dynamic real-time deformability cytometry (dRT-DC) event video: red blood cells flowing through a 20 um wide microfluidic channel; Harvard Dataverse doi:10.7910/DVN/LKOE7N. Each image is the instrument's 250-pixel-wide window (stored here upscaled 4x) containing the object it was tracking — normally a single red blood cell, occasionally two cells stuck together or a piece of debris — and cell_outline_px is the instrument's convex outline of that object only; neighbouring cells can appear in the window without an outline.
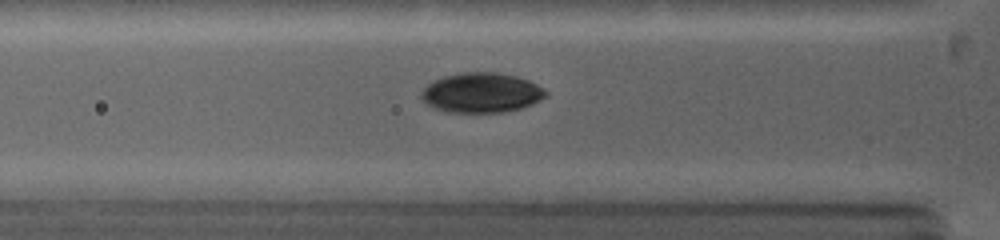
{"species": "common noctule bat (a hibernating species)", "species_latin": "Nyctalus noctula", "temperature_condition": "warm", "stored_images_in_passage": 32, "camera_frame_rate_fps": 5000, "um_per_image_px": 0.085, "animal": {"sex": "female", "body_mass_g": 19.0, "forearm_length_mm": 53.3}, "frame": {"image": 1, "passage_image": 10, "time_ms": 3.0, "image_size_px": [1000, 240], "cell_outline_px": [[548, 96], [532, 104], [520, 108], [504, 112], [448, 112], [432, 108], [420, 96], [420, 92], [432, 80], [444, 76], [460, 72], [496, 72], [516, 76], [528, 80], [544, 88], [548, 92]], "centroid_in_image_um": [40.92, 7.87], "position_along_channel_um": 84.9, "area_um2": 29.07}}
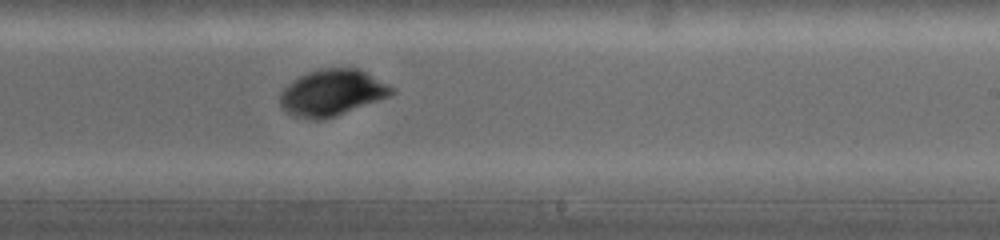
{"frame": {"image": 2, "passage_image": 21, "time_ms": 7.2, "image_size_px": [1000, 240], "cell_outline_px": [[396, 92], [388, 96], [336, 116], [320, 120], [308, 120], [292, 116], [280, 104], [280, 92], [288, 84], [300, 76], [308, 72], [320, 68], [356, 68], [396, 88]], "centroid_in_image_um": [28.2, 7.89], "position_along_channel_um": 260.8, "area_um2": 29.88}}
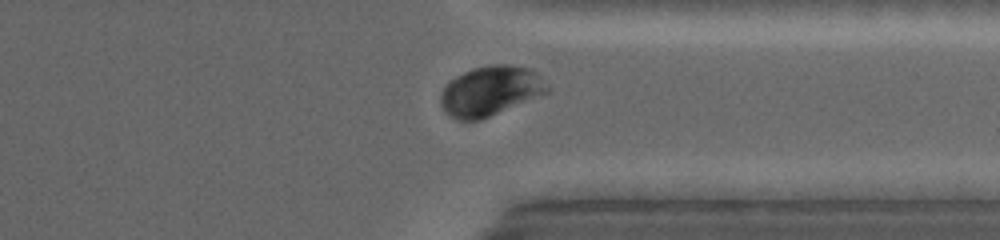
{"frame": {"image": 3, "passage_image": 28, "time_ms": 9.8, "image_size_px": [1000, 240], "cell_outline_px": [[552, 92], [480, 120], [460, 120], [452, 116], [440, 104], [440, 92], [456, 76], [472, 68], [488, 64], [512, 64], [532, 68], [552, 88]], "centroid_in_image_um": [41.77, 7.71], "position_along_channel_um": 369.6, "area_um2": 31.27}, "authors_computed_cell_mechanics": {"area_um2": 29.8537, "velocity_mm_per_s": 4.1901, "shape_relaxation_time_tau1_ms": 1.9787, "shape_relaxation_time_tau2_ms": null, "deformation_change_tau1": 0.093, "deformation_change_tau2": null}}